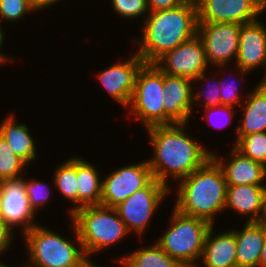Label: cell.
<instances>
[{"label":"cell","instance_id":"obj_9","mask_svg":"<svg viewBox=\"0 0 266 267\" xmlns=\"http://www.w3.org/2000/svg\"><path fill=\"white\" fill-rule=\"evenodd\" d=\"M240 26L228 22L197 24V35L203 42L209 67L212 65L214 70L224 72L228 62L236 60Z\"/></svg>","mask_w":266,"mask_h":267},{"label":"cell","instance_id":"obj_42","mask_svg":"<svg viewBox=\"0 0 266 267\" xmlns=\"http://www.w3.org/2000/svg\"><path fill=\"white\" fill-rule=\"evenodd\" d=\"M1 256H2V255L0 254V257H1ZM6 265H7V264L1 262V260H0V267H6Z\"/></svg>","mask_w":266,"mask_h":267},{"label":"cell","instance_id":"obj_23","mask_svg":"<svg viewBox=\"0 0 266 267\" xmlns=\"http://www.w3.org/2000/svg\"><path fill=\"white\" fill-rule=\"evenodd\" d=\"M94 165L87 159L77 156L78 209L101 205L102 178L97 165Z\"/></svg>","mask_w":266,"mask_h":267},{"label":"cell","instance_id":"obj_3","mask_svg":"<svg viewBox=\"0 0 266 267\" xmlns=\"http://www.w3.org/2000/svg\"><path fill=\"white\" fill-rule=\"evenodd\" d=\"M174 208L180 213L215 224L217 214L225 211L227 182L211 157L191 175L178 181Z\"/></svg>","mask_w":266,"mask_h":267},{"label":"cell","instance_id":"obj_26","mask_svg":"<svg viewBox=\"0 0 266 267\" xmlns=\"http://www.w3.org/2000/svg\"><path fill=\"white\" fill-rule=\"evenodd\" d=\"M26 166L28 167V164L14 154L7 141L0 135V182L27 176L24 175L27 173Z\"/></svg>","mask_w":266,"mask_h":267},{"label":"cell","instance_id":"obj_20","mask_svg":"<svg viewBox=\"0 0 266 267\" xmlns=\"http://www.w3.org/2000/svg\"><path fill=\"white\" fill-rule=\"evenodd\" d=\"M214 228L206 234L200 261L204 267H237L235 233L230 229L216 234Z\"/></svg>","mask_w":266,"mask_h":267},{"label":"cell","instance_id":"obj_38","mask_svg":"<svg viewBox=\"0 0 266 267\" xmlns=\"http://www.w3.org/2000/svg\"><path fill=\"white\" fill-rule=\"evenodd\" d=\"M259 267H266V235H265L263 249H262L261 256H260Z\"/></svg>","mask_w":266,"mask_h":267},{"label":"cell","instance_id":"obj_16","mask_svg":"<svg viewBox=\"0 0 266 267\" xmlns=\"http://www.w3.org/2000/svg\"><path fill=\"white\" fill-rule=\"evenodd\" d=\"M193 80L164 73V125L189 124L193 113Z\"/></svg>","mask_w":266,"mask_h":267},{"label":"cell","instance_id":"obj_37","mask_svg":"<svg viewBox=\"0 0 266 267\" xmlns=\"http://www.w3.org/2000/svg\"><path fill=\"white\" fill-rule=\"evenodd\" d=\"M59 1L62 2L61 0H31V3L37 12H39L45 8L52 7L56 3L58 4Z\"/></svg>","mask_w":266,"mask_h":267},{"label":"cell","instance_id":"obj_6","mask_svg":"<svg viewBox=\"0 0 266 267\" xmlns=\"http://www.w3.org/2000/svg\"><path fill=\"white\" fill-rule=\"evenodd\" d=\"M170 215L169 227L156 243L170 257L184 267H199L209 222L180 213L175 208Z\"/></svg>","mask_w":266,"mask_h":267},{"label":"cell","instance_id":"obj_2","mask_svg":"<svg viewBox=\"0 0 266 267\" xmlns=\"http://www.w3.org/2000/svg\"><path fill=\"white\" fill-rule=\"evenodd\" d=\"M142 36L132 39L138 46L135 52L148 64H154L160 57L179 44L197 34V5L195 0L167 10L149 12L142 20Z\"/></svg>","mask_w":266,"mask_h":267},{"label":"cell","instance_id":"obj_25","mask_svg":"<svg viewBox=\"0 0 266 267\" xmlns=\"http://www.w3.org/2000/svg\"><path fill=\"white\" fill-rule=\"evenodd\" d=\"M54 169V176H52L54 189L56 188L62 198L71 203V207L68 209L70 216L78 209L77 156L70 157L69 160H65Z\"/></svg>","mask_w":266,"mask_h":267},{"label":"cell","instance_id":"obj_31","mask_svg":"<svg viewBox=\"0 0 266 267\" xmlns=\"http://www.w3.org/2000/svg\"><path fill=\"white\" fill-rule=\"evenodd\" d=\"M113 11L121 19L146 18L149 14L147 0H110ZM146 15V16H144ZM141 16V17H140Z\"/></svg>","mask_w":266,"mask_h":267},{"label":"cell","instance_id":"obj_7","mask_svg":"<svg viewBox=\"0 0 266 267\" xmlns=\"http://www.w3.org/2000/svg\"><path fill=\"white\" fill-rule=\"evenodd\" d=\"M164 73L155 65L145 63L139 70L135 89L127 107L133 119L144 129L164 125Z\"/></svg>","mask_w":266,"mask_h":267},{"label":"cell","instance_id":"obj_13","mask_svg":"<svg viewBox=\"0 0 266 267\" xmlns=\"http://www.w3.org/2000/svg\"><path fill=\"white\" fill-rule=\"evenodd\" d=\"M235 62V73L242 78L257 68L266 69V27L257 19L240 26L238 54ZM237 68V69H236ZM266 72V71H265ZM261 82L266 83V73Z\"/></svg>","mask_w":266,"mask_h":267},{"label":"cell","instance_id":"obj_5","mask_svg":"<svg viewBox=\"0 0 266 267\" xmlns=\"http://www.w3.org/2000/svg\"><path fill=\"white\" fill-rule=\"evenodd\" d=\"M69 218L74 223L86 257L103 252L130 234L113 207L84 206L72 212Z\"/></svg>","mask_w":266,"mask_h":267},{"label":"cell","instance_id":"obj_19","mask_svg":"<svg viewBox=\"0 0 266 267\" xmlns=\"http://www.w3.org/2000/svg\"><path fill=\"white\" fill-rule=\"evenodd\" d=\"M248 91L247 97L240 105L244 113L239 125L235 126L236 139L233 146L243 136L266 131V83L260 81L253 91Z\"/></svg>","mask_w":266,"mask_h":267},{"label":"cell","instance_id":"obj_36","mask_svg":"<svg viewBox=\"0 0 266 267\" xmlns=\"http://www.w3.org/2000/svg\"><path fill=\"white\" fill-rule=\"evenodd\" d=\"M5 33H4V30H3V28H2V26H1V23H0V66H2V65H6L8 62L9 63H11V62H13L14 63V59L11 57L10 58V56H8V53L5 55V53L4 52H2L1 50H2V47H3V45H4V43H5ZM12 60V61H11Z\"/></svg>","mask_w":266,"mask_h":267},{"label":"cell","instance_id":"obj_21","mask_svg":"<svg viewBox=\"0 0 266 267\" xmlns=\"http://www.w3.org/2000/svg\"><path fill=\"white\" fill-rule=\"evenodd\" d=\"M236 229L231 228L237 244V267H259L266 226L260 222H246L242 229Z\"/></svg>","mask_w":266,"mask_h":267},{"label":"cell","instance_id":"obj_18","mask_svg":"<svg viewBox=\"0 0 266 267\" xmlns=\"http://www.w3.org/2000/svg\"><path fill=\"white\" fill-rule=\"evenodd\" d=\"M266 196V185H237L228 186L225 210L235 211L238 215L246 216V222L261 220Z\"/></svg>","mask_w":266,"mask_h":267},{"label":"cell","instance_id":"obj_34","mask_svg":"<svg viewBox=\"0 0 266 267\" xmlns=\"http://www.w3.org/2000/svg\"><path fill=\"white\" fill-rule=\"evenodd\" d=\"M13 230L0 218V254L4 255L8 249L11 250L15 238ZM13 240V241H12Z\"/></svg>","mask_w":266,"mask_h":267},{"label":"cell","instance_id":"obj_4","mask_svg":"<svg viewBox=\"0 0 266 267\" xmlns=\"http://www.w3.org/2000/svg\"><path fill=\"white\" fill-rule=\"evenodd\" d=\"M73 242L51 228L37 224L23 234L27 261L36 267H80L86 258L73 221Z\"/></svg>","mask_w":266,"mask_h":267},{"label":"cell","instance_id":"obj_29","mask_svg":"<svg viewBox=\"0 0 266 267\" xmlns=\"http://www.w3.org/2000/svg\"><path fill=\"white\" fill-rule=\"evenodd\" d=\"M26 177L23 176V185L25 188V192L29 199L30 207L36 213L39 208H44L46 204H49L51 189L42 180L30 178L29 180L25 179ZM47 185V186H46ZM49 198V199H48Z\"/></svg>","mask_w":266,"mask_h":267},{"label":"cell","instance_id":"obj_30","mask_svg":"<svg viewBox=\"0 0 266 267\" xmlns=\"http://www.w3.org/2000/svg\"><path fill=\"white\" fill-rule=\"evenodd\" d=\"M36 11L31 0H0V22L21 21Z\"/></svg>","mask_w":266,"mask_h":267},{"label":"cell","instance_id":"obj_17","mask_svg":"<svg viewBox=\"0 0 266 267\" xmlns=\"http://www.w3.org/2000/svg\"><path fill=\"white\" fill-rule=\"evenodd\" d=\"M230 155H216L212 150V158L217 162L223 171L228 186L237 185H265L266 167L245 157L234 146L229 150Z\"/></svg>","mask_w":266,"mask_h":267},{"label":"cell","instance_id":"obj_22","mask_svg":"<svg viewBox=\"0 0 266 267\" xmlns=\"http://www.w3.org/2000/svg\"><path fill=\"white\" fill-rule=\"evenodd\" d=\"M8 115L0 124V135L7 141L14 154L27 164L35 161L38 157L37 146L32 133H29V127L27 124L18 123L14 113Z\"/></svg>","mask_w":266,"mask_h":267},{"label":"cell","instance_id":"obj_35","mask_svg":"<svg viewBox=\"0 0 266 267\" xmlns=\"http://www.w3.org/2000/svg\"><path fill=\"white\" fill-rule=\"evenodd\" d=\"M187 0H147L149 12L175 8Z\"/></svg>","mask_w":266,"mask_h":267},{"label":"cell","instance_id":"obj_1","mask_svg":"<svg viewBox=\"0 0 266 267\" xmlns=\"http://www.w3.org/2000/svg\"><path fill=\"white\" fill-rule=\"evenodd\" d=\"M187 125L175 123L145 129L153 148V156L147 160L152 176L172 190L169 179L177 183L212 157L210 149L189 136Z\"/></svg>","mask_w":266,"mask_h":267},{"label":"cell","instance_id":"obj_10","mask_svg":"<svg viewBox=\"0 0 266 267\" xmlns=\"http://www.w3.org/2000/svg\"><path fill=\"white\" fill-rule=\"evenodd\" d=\"M102 178L101 205L115 208L136 191L144 188L153 176L148 161L142 160L118 167Z\"/></svg>","mask_w":266,"mask_h":267},{"label":"cell","instance_id":"obj_8","mask_svg":"<svg viewBox=\"0 0 266 267\" xmlns=\"http://www.w3.org/2000/svg\"><path fill=\"white\" fill-rule=\"evenodd\" d=\"M171 191L165 184L153 178L144 188L115 207L130 235L135 233L140 239L145 235L151 218Z\"/></svg>","mask_w":266,"mask_h":267},{"label":"cell","instance_id":"obj_11","mask_svg":"<svg viewBox=\"0 0 266 267\" xmlns=\"http://www.w3.org/2000/svg\"><path fill=\"white\" fill-rule=\"evenodd\" d=\"M163 73L196 79L207 71L208 63L201 38L196 34L193 38L179 44L154 63Z\"/></svg>","mask_w":266,"mask_h":267},{"label":"cell","instance_id":"obj_41","mask_svg":"<svg viewBox=\"0 0 266 267\" xmlns=\"http://www.w3.org/2000/svg\"><path fill=\"white\" fill-rule=\"evenodd\" d=\"M28 264V265H27ZM19 266H21V267H36V266H34V265H32L31 263H26V265L25 264H23V266H22V264L21 265H17V267H19ZM6 267H11V266H9V265H6Z\"/></svg>","mask_w":266,"mask_h":267},{"label":"cell","instance_id":"obj_28","mask_svg":"<svg viewBox=\"0 0 266 267\" xmlns=\"http://www.w3.org/2000/svg\"><path fill=\"white\" fill-rule=\"evenodd\" d=\"M206 76L207 75H206V71H205L200 76H198L196 79L193 80V82L196 81L195 83H193V104H195V103L197 104L199 102L200 103L203 102L204 103V105H203L204 108L219 106V105H221L219 79L215 78L216 76H213L212 77L213 78L212 79V81H213L212 84L213 85L210 84V86H209L208 83L211 82V78H210V76L209 77H206ZM198 80H199V82L200 81L204 82L206 80H207L206 82L209 81L207 83L208 84L207 86L209 88H206L207 90H205V91L202 90V92H204V93H202L201 90L197 89L198 86H196L197 85L196 83L198 82Z\"/></svg>","mask_w":266,"mask_h":267},{"label":"cell","instance_id":"obj_15","mask_svg":"<svg viewBox=\"0 0 266 267\" xmlns=\"http://www.w3.org/2000/svg\"><path fill=\"white\" fill-rule=\"evenodd\" d=\"M144 64L145 61L135 53L126 61L117 60L115 64L99 70L96 77L108 95L127 108L135 89L137 74Z\"/></svg>","mask_w":266,"mask_h":267},{"label":"cell","instance_id":"obj_12","mask_svg":"<svg viewBox=\"0 0 266 267\" xmlns=\"http://www.w3.org/2000/svg\"><path fill=\"white\" fill-rule=\"evenodd\" d=\"M198 23L245 24L259 19L266 8L259 0H195ZM259 16V17H258Z\"/></svg>","mask_w":266,"mask_h":267},{"label":"cell","instance_id":"obj_32","mask_svg":"<svg viewBox=\"0 0 266 267\" xmlns=\"http://www.w3.org/2000/svg\"><path fill=\"white\" fill-rule=\"evenodd\" d=\"M219 78V85H220V98H221V105L225 106H232V107H240L242 104V101L245 100L249 92H246L244 95L242 94L238 88L234 80L231 84L229 82H226L224 79L226 76ZM233 79V78H231ZM239 83V82H238ZM244 98V99H243Z\"/></svg>","mask_w":266,"mask_h":267},{"label":"cell","instance_id":"obj_24","mask_svg":"<svg viewBox=\"0 0 266 267\" xmlns=\"http://www.w3.org/2000/svg\"><path fill=\"white\" fill-rule=\"evenodd\" d=\"M115 262L123 267H184L164 252L156 242L151 246L135 249L120 258L118 256Z\"/></svg>","mask_w":266,"mask_h":267},{"label":"cell","instance_id":"obj_39","mask_svg":"<svg viewBox=\"0 0 266 267\" xmlns=\"http://www.w3.org/2000/svg\"><path fill=\"white\" fill-rule=\"evenodd\" d=\"M97 263H93V259L91 260L90 257H86L83 262L80 264V267H101L100 265H96ZM103 267V266H102Z\"/></svg>","mask_w":266,"mask_h":267},{"label":"cell","instance_id":"obj_33","mask_svg":"<svg viewBox=\"0 0 266 267\" xmlns=\"http://www.w3.org/2000/svg\"><path fill=\"white\" fill-rule=\"evenodd\" d=\"M202 109H204V111H205L204 112L205 116H203L202 118H204V121H207L208 122L207 124H208L209 127H211V126L212 127H215L214 129H216V128L218 129L219 127L220 128H223V127L228 126L231 123L230 121H233L234 114H236V111H235L236 109H235V107H232V106L219 105V106H215V107L202 108ZM219 114H220V116H219ZM215 116L216 117L219 116V118L222 117V116H224L225 117L224 119L227 118L226 120H228V121H223L224 119L222 118L223 120H221V119L220 120H221V122L223 121L225 124L224 123H221V125H223V124L224 125L223 126H221V125L220 126H217L220 123L218 124V122H217V124H216V121L215 120L213 121L215 124L211 122L212 119H216Z\"/></svg>","mask_w":266,"mask_h":267},{"label":"cell","instance_id":"obj_43","mask_svg":"<svg viewBox=\"0 0 266 267\" xmlns=\"http://www.w3.org/2000/svg\"><path fill=\"white\" fill-rule=\"evenodd\" d=\"M262 4H263V6L266 8V0H259Z\"/></svg>","mask_w":266,"mask_h":267},{"label":"cell","instance_id":"obj_27","mask_svg":"<svg viewBox=\"0 0 266 267\" xmlns=\"http://www.w3.org/2000/svg\"><path fill=\"white\" fill-rule=\"evenodd\" d=\"M234 147L245 157L266 167V131L243 136Z\"/></svg>","mask_w":266,"mask_h":267},{"label":"cell","instance_id":"obj_14","mask_svg":"<svg viewBox=\"0 0 266 267\" xmlns=\"http://www.w3.org/2000/svg\"><path fill=\"white\" fill-rule=\"evenodd\" d=\"M0 218L13 230L20 226L21 235L36 223V214L30 207L23 185V177L0 182Z\"/></svg>","mask_w":266,"mask_h":267},{"label":"cell","instance_id":"obj_40","mask_svg":"<svg viewBox=\"0 0 266 267\" xmlns=\"http://www.w3.org/2000/svg\"><path fill=\"white\" fill-rule=\"evenodd\" d=\"M259 222L266 226V196H265V200H264L263 214H262L261 220Z\"/></svg>","mask_w":266,"mask_h":267}]
</instances>
